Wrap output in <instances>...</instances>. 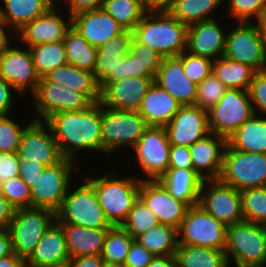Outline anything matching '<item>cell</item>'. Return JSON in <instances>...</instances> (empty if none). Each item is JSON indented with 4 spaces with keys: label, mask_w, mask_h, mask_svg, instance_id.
<instances>
[{
    "label": "cell",
    "mask_w": 266,
    "mask_h": 267,
    "mask_svg": "<svg viewBox=\"0 0 266 267\" xmlns=\"http://www.w3.org/2000/svg\"><path fill=\"white\" fill-rule=\"evenodd\" d=\"M215 76L228 89L248 90L256 71L248 65L222 56L213 61Z\"/></svg>",
    "instance_id": "cell-36"
},
{
    "label": "cell",
    "mask_w": 266,
    "mask_h": 267,
    "mask_svg": "<svg viewBox=\"0 0 266 267\" xmlns=\"http://www.w3.org/2000/svg\"><path fill=\"white\" fill-rule=\"evenodd\" d=\"M30 98L36 114L32 118L43 122L57 113L81 111L93 104L84 93L55 81H39Z\"/></svg>",
    "instance_id": "cell-9"
},
{
    "label": "cell",
    "mask_w": 266,
    "mask_h": 267,
    "mask_svg": "<svg viewBox=\"0 0 266 267\" xmlns=\"http://www.w3.org/2000/svg\"><path fill=\"white\" fill-rule=\"evenodd\" d=\"M226 146L225 137L210 133L189 147L193 169L203 180L219 179Z\"/></svg>",
    "instance_id": "cell-25"
},
{
    "label": "cell",
    "mask_w": 266,
    "mask_h": 267,
    "mask_svg": "<svg viewBox=\"0 0 266 267\" xmlns=\"http://www.w3.org/2000/svg\"><path fill=\"white\" fill-rule=\"evenodd\" d=\"M101 8L131 32L146 13L143 0H104Z\"/></svg>",
    "instance_id": "cell-39"
},
{
    "label": "cell",
    "mask_w": 266,
    "mask_h": 267,
    "mask_svg": "<svg viewBox=\"0 0 266 267\" xmlns=\"http://www.w3.org/2000/svg\"><path fill=\"white\" fill-rule=\"evenodd\" d=\"M139 198L160 224L179 228L189 206L174 198L159 180H141Z\"/></svg>",
    "instance_id": "cell-19"
},
{
    "label": "cell",
    "mask_w": 266,
    "mask_h": 267,
    "mask_svg": "<svg viewBox=\"0 0 266 267\" xmlns=\"http://www.w3.org/2000/svg\"><path fill=\"white\" fill-rule=\"evenodd\" d=\"M224 0H176L168 12L188 26L205 20L215 19L218 8L225 6ZM217 9V10H216Z\"/></svg>",
    "instance_id": "cell-33"
},
{
    "label": "cell",
    "mask_w": 266,
    "mask_h": 267,
    "mask_svg": "<svg viewBox=\"0 0 266 267\" xmlns=\"http://www.w3.org/2000/svg\"><path fill=\"white\" fill-rule=\"evenodd\" d=\"M16 40L15 32L7 25V23L0 19V54L5 51L13 42L11 39Z\"/></svg>",
    "instance_id": "cell-62"
},
{
    "label": "cell",
    "mask_w": 266,
    "mask_h": 267,
    "mask_svg": "<svg viewBox=\"0 0 266 267\" xmlns=\"http://www.w3.org/2000/svg\"><path fill=\"white\" fill-rule=\"evenodd\" d=\"M158 180L174 198L189 207L198 205L204 180L194 169H168Z\"/></svg>",
    "instance_id": "cell-29"
},
{
    "label": "cell",
    "mask_w": 266,
    "mask_h": 267,
    "mask_svg": "<svg viewBox=\"0 0 266 267\" xmlns=\"http://www.w3.org/2000/svg\"><path fill=\"white\" fill-rule=\"evenodd\" d=\"M227 228L199 205L190 206L177 229L178 245L208 247L224 251Z\"/></svg>",
    "instance_id": "cell-10"
},
{
    "label": "cell",
    "mask_w": 266,
    "mask_h": 267,
    "mask_svg": "<svg viewBox=\"0 0 266 267\" xmlns=\"http://www.w3.org/2000/svg\"><path fill=\"white\" fill-rule=\"evenodd\" d=\"M170 143L165 126H148L131 148L143 180H158L169 169Z\"/></svg>",
    "instance_id": "cell-13"
},
{
    "label": "cell",
    "mask_w": 266,
    "mask_h": 267,
    "mask_svg": "<svg viewBox=\"0 0 266 267\" xmlns=\"http://www.w3.org/2000/svg\"><path fill=\"white\" fill-rule=\"evenodd\" d=\"M69 259L63 228L55 221L25 262L26 267H64Z\"/></svg>",
    "instance_id": "cell-26"
},
{
    "label": "cell",
    "mask_w": 266,
    "mask_h": 267,
    "mask_svg": "<svg viewBox=\"0 0 266 267\" xmlns=\"http://www.w3.org/2000/svg\"><path fill=\"white\" fill-rule=\"evenodd\" d=\"M13 46L11 44L0 54V76L13 86L18 95L23 96L29 90L28 95L31 96L37 88L40 76L35 70L29 47Z\"/></svg>",
    "instance_id": "cell-17"
},
{
    "label": "cell",
    "mask_w": 266,
    "mask_h": 267,
    "mask_svg": "<svg viewBox=\"0 0 266 267\" xmlns=\"http://www.w3.org/2000/svg\"><path fill=\"white\" fill-rule=\"evenodd\" d=\"M169 169H193L190 149L187 146H170Z\"/></svg>",
    "instance_id": "cell-53"
},
{
    "label": "cell",
    "mask_w": 266,
    "mask_h": 267,
    "mask_svg": "<svg viewBox=\"0 0 266 267\" xmlns=\"http://www.w3.org/2000/svg\"><path fill=\"white\" fill-rule=\"evenodd\" d=\"M39 81H55L84 93L93 103L100 102V87L94 73L72 64L67 63L49 71Z\"/></svg>",
    "instance_id": "cell-30"
},
{
    "label": "cell",
    "mask_w": 266,
    "mask_h": 267,
    "mask_svg": "<svg viewBox=\"0 0 266 267\" xmlns=\"http://www.w3.org/2000/svg\"><path fill=\"white\" fill-rule=\"evenodd\" d=\"M10 116L0 115V152H17L23 131L34 120L22 126Z\"/></svg>",
    "instance_id": "cell-45"
},
{
    "label": "cell",
    "mask_w": 266,
    "mask_h": 267,
    "mask_svg": "<svg viewBox=\"0 0 266 267\" xmlns=\"http://www.w3.org/2000/svg\"><path fill=\"white\" fill-rule=\"evenodd\" d=\"M154 255L137 240H133L123 267H147Z\"/></svg>",
    "instance_id": "cell-51"
},
{
    "label": "cell",
    "mask_w": 266,
    "mask_h": 267,
    "mask_svg": "<svg viewBox=\"0 0 266 267\" xmlns=\"http://www.w3.org/2000/svg\"><path fill=\"white\" fill-rule=\"evenodd\" d=\"M128 77L154 78L155 76L144 66L142 61L128 52Z\"/></svg>",
    "instance_id": "cell-59"
},
{
    "label": "cell",
    "mask_w": 266,
    "mask_h": 267,
    "mask_svg": "<svg viewBox=\"0 0 266 267\" xmlns=\"http://www.w3.org/2000/svg\"><path fill=\"white\" fill-rule=\"evenodd\" d=\"M198 205L227 227L244 221L240 191L219 179L203 181Z\"/></svg>",
    "instance_id": "cell-14"
},
{
    "label": "cell",
    "mask_w": 266,
    "mask_h": 267,
    "mask_svg": "<svg viewBox=\"0 0 266 267\" xmlns=\"http://www.w3.org/2000/svg\"><path fill=\"white\" fill-rule=\"evenodd\" d=\"M18 157L45 167L55 165L64 157L50 126L33 120L23 131L17 150Z\"/></svg>",
    "instance_id": "cell-16"
},
{
    "label": "cell",
    "mask_w": 266,
    "mask_h": 267,
    "mask_svg": "<svg viewBox=\"0 0 266 267\" xmlns=\"http://www.w3.org/2000/svg\"><path fill=\"white\" fill-rule=\"evenodd\" d=\"M71 27L87 42L100 48L111 38L122 34L125 29L102 8L85 10L71 16Z\"/></svg>",
    "instance_id": "cell-22"
},
{
    "label": "cell",
    "mask_w": 266,
    "mask_h": 267,
    "mask_svg": "<svg viewBox=\"0 0 266 267\" xmlns=\"http://www.w3.org/2000/svg\"><path fill=\"white\" fill-rule=\"evenodd\" d=\"M79 179L81 182H75L78 186L74 182L70 185L60 208L55 212L56 222L91 229L111 228L113 225L98 202L94 186L86 178Z\"/></svg>",
    "instance_id": "cell-4"
},
{
    "label": "cell",
    "mask_w": 266,
    "mask_h": 267,
    "mask_svg": "<svg viewBox=\"0 0 266 267\" xmlns=\"http://www.w3.org/2000/svg\"><path fill=\"white\" fill-rule=\"evenodd\" d=\"M256 115H266V70L256 72L248 88ZM259 110V111H258ZM265 114V115H264Z\"/></svg>",
    "instance_id": "cell-48"
},
{
    "label": "cell",
    "mask_w": 266,
    "mask_h": 267,
    "mask_svg": "<svg viewBox=\"0 0 266 267\" xmlns=\"http://www.w3.org/2000/svg\"><path fill=\"white\" fill-rule=\"evenodd\" d=\"M63 43L69 64L94 73L98 54L97 47L91 46L72 27L66 32Z\"/></svg>",
    "instance_id": "cell-35"
},
{
    "label": "cell",
    "mask_w": 266,
    "mask_h": 267,
    "mask_svg": "<svg viewBox=\"0 0 266 267\" xmlns=\"http://www.w3.org/2000/svg\"><path fill=\"white\" fill-rule=\"evenodd\" d=\"M55 221V212L46 208L15 209L12 221L7 228L13 252L26 261L34 252L42 234Z\"/></svg>",
    "instance_id": "cell-6"
},
{
    "label": "cell",
    "mask_w": 266,
    "mask_h": 267,
    "mask_svg": "<svg viewBox=\"0 0 266 267\" xmlns=\"http://www.w3.org/2000/svg\"><path fill=\"white\" fill-rule=\"evenodd\" d=\"M78 161L63 158L55 165L44 169L42 176L31 188L32 207L46 208L56 212L72 184L73 172H76Z\"/></svg>",
    "instance_id": "cell-11"
},
{
    "label": "cell",
    "mask_w": 266,
    "mask_h": 267,
    "mask_svg": "<svg viewBox=\"0 0 266 267\" xmlns=\"http://www.w3.org/2000/svg\"><path fill=\"white\" fill-rule=\"evenodd\" d=\"M218 19L205 20L189 26L188 52L213 61L224 56L227 29L220 25L221 22H218Z\"/></svg>",
    "instance_id": "cell-23"
},
{
    "label": "cell",
    "mask_w": 266,
    "mask_h": 267,
    "mask_svg": "<svg viewBox=\"0 0 266 267\" xmlns=\"http://www.w3.org/2000/svg\"><path fill=\"white\" fill-rule=\"evenodd\" d=\"M133 55L138 57L144 66L155 76L158 72L163 57L155 50L148 46L142 45L132 38L130 42V50Z\"/></svg>",
    "instance_id": "cell-49"
},
{
    "label": "cell",
    "mask_w": 266,
    "mask_h": 267,
    "mask_svg": "<svg viewBox=\"0 0 266 267\" xmlns=\"http://www.w3.org/2000/svg\"><path fill=\"white\" fill-rule=\"evenodd\" d=\"M20 173L19 157L17 152H0V186Z\"/></svg>",
    "instance_id": "cell-52"
},
{
    "label": "cell",
    "mask_w": 266,
    "mask_h": 267,
    "mask_svg": "<svg viewBox=\"0 0 266 267\" xmlns=\"http://www.w3.org/2000/svg\"><path fill=\"white\" fill-rule=\"evenodd\" d=\"M103 153L114 155L116 150L131 148L139 141L148 127L136 111L117 110L101 104Z\"/></svg>",
    "instance_id": "cell-7"
},
{
    "label": "cell",
    "mask_w": 266,
    "mask_h": 267,
    "mask_svg": "<svg viewBox=\"0 0 266 267\" xmlns=\"http://www.w3.org/2000/svg\"><path fill=\"white\" fill-rule=\"evenodd\" d=\"M254 114L247 90L228 89L219 102L208 110L210 133L228 139Z\"/></svg>",
    "instance_id": "cell-12"
},
{
    "label": "cell",
    "mask_w": 266,
    "mask_h": 267,
    "mask_svg": "<svg viewBox=\"0 0 266 267\" xmlns=\"http://www.w3.org/2000/svg\"><path fill=\"white\" fill-rule=\"evenodd\" d=\"M109 171L101 176L92 170V174H87L85 178L94 186L98 202L109 222L113 226L121 225L139 198L143 178L135 174L121 177L117 171Z\"/></svg>",
    "instance_id": "cell-3"
},
{
    "label": "cell",
    "mask_w": 266,
    "mask_h": 267,
    "mask_svg": "<svg viewBox=\"0 0 266 267\" xmlns=\"http://www.w3.org/2000/svg\"><path fill=\"white\" fill-rule=\"evenodd\" d=\"M59 4L55 3L43 15L37 17L30 23L25 24L17 31L16 38L21 45L32 47L41 43H54L64 40L66 32L71 28V15H62L58 12ZM61 14V15H60Z\"/></svg>",
    "instance_id": "cell-18"
},
{
    "label": "cell",
    "mask_w": 266,
    "mask_h": 267,
    "mask_svg": "<svg viewBox=\"0 0 266 267\" xmlns=\"http://www.w3.org/2000/svg\"><path fill=\"white\" fill-rule=\"evenodd\" d=\"M219 180L241 191L266 186V154L241 152L226 146Z\"/></svg>",
    "instance_id": "cell-8"
},
{
    "label": "cell",
    "mask_w": 266,
    "mask_h": 267,
    "mask_svg": "<svg viewBox=\"0 0 266 267\" xmlns=\"http://www.w3.org/2000/svg\"><path fill=\"white\" fill-rule=\"evenodd\" d=\"M46 123L50 126L64 158L77 161V155L83 151L90 154H94V151L103 153L100 102L81 111L57 113Z\"/></svg>",
    "instance_id": "cell-1"
},
{
    "label": "cell",
    "mask_w": 266,
    "mask_h": 267,
    "mask_svg": "<svg viewBox=\"0 0 266 267\" xmlns=\"http://www.w3.org/2000/svg\"><path fill=\"white\" fill-rule=\"evenodd\" d=\"M35 70L40 77L49 71L67 64V56L63 41L41 43L29 47Z\"/></svg>",
    "instance_id": "cell-38"
},
{
    "label": "cell",
    "mask_w": 266,
    "mask_h": 267,
    "mask_svg": "<svg viewBox=\"0 0 266 267\" xmlns=\"http://www.w3.org/2000/svg\"><path fill=\"white\" fill-rule=\"evenodd\" d=\"M133 38L131 31H124L122 34L111 38L107 43L98 48V52H129L130 42Z\"/></svg>",
    "instance_id": "cell-55"
},
{
    "label": "cell",
    "mask_w": 266,
    "mask_h": 267,
    "mask_svg": "<svg viewBox=\"0 0 266 267\" xmlns=\"http://www.w3.org/2000/svg\"><path fill=\"white\" fill-rule=\"evenodd\" d=\"M20 173L19 176L30 187L33 188L39 176H42L45 166L27 161L19 157Z\"/></svg>",
    "instance_id": "cell-54"
},
{
    "label": "cell",
    "mask_w": 266,
    "mask_h": 267,
    "mask_svg": "<svg viewBox=\"0 0 266 267\" xmlns=\"http://www.w3.org/2000/svg\"><path fill=\"white\" fill-rule=\"evenodd\" d=\"M13 253L11 237L7 229H0V258L9 256Z\"/></svg>",
    "instance_id": "cell-64"
},
{
    "label": "cell",
    "mask_w": 266,
    "mask_h": 267,
    "mask_svg": "<svg viewBox=\"0 0 266 267\" xmlns=\"http://www.w3.org/2000/svg\"><path fill=\"white\" fill-rule=\"evenodd\" d=\"M254 24L257 26L260 39L266 54V15L260 17L258 20L254 22Z\"/></svg>",
    "instance_id": "cell-67"
},
{
    "label": "cell",
    "mask_w": 266,
    "mask_h": 267,
    "mask_svg": "<svg viewBox=\"0 0 266 267\" xmlns=\"http://www.w3.org/2000/svg\"><path fill=\"white\" fill-rule=\"evenodd\" d=\"M128 52H98L94 71L95 79L100 83L110 72H114L116 60L127 55Z\"/></svg>",
    "instance_id": "cell-50"
},
{
    "label": "cell",
    "mask_w": 266,
    "mask_h": 267,
    "mask_svg": "<svg viewBox=\"0 0 266 267\" xmlns=\"http://www.w3.org/2000/svg\"><path fill=\"white\" fill-rule=\"evenodd\" d=\"M176 0H143L146 11H168Z\"/></svg>",
    "instance_id": "cell-63"
},
{
    "label": "cell",
    "mask_w": 266,
    "mask_h": 267,
    "mask_svg": "<svg viewBox=\"0 0 266 267\" xmlns=\"http://www.w3.org/2000/svg\"><path fill=\"white\" fill-rule=\"evenodd\" d=\"M181 106L173 96L153 82L137 112L148 126H166Z\"/></svg>",
    "instance_id": "cell-27"
},
{
    "label": "cell",
    "mask_w": 266,
    "mask_h": 267,
    "mask_svg": "<svg viewBox=\"0 0 266 267\" xmlns=\"http://www.w3.org/2000/svg\"><path fill=\"white\" fill-rule=\"evenodd\" d=\"M128 78V54L116 60L114 72H110L100 83V89L109 81Z\"/></svg>",
    "instance_id": "cell-58"
},
{
    "label": "cell",
    "mask_w": 266,
    "mask_h": 267,
    "mask_svg": "<svg viewBox=\"0 0 266 267\" xmlns=\"http://www.w3.org/2000/svg\"><path fill=\"white\" fill-rule=\"evenodd\" d=\"M230 267H266V225L242 221L228 226L224 250Z\"/></svg>",
    "instance_id": "cell-5"
},
{
    "label": "cell",
    "mask_w": 266,
    "mask_h": 267,
    "mask_svg": "<svg viewBox=\"0 0 266 267\" xmlns=\"http://www.w3.org/2000/svg\"><path fill=\"white\" fill-rule=\"evenodd\" d=\"M165 128L170 145L190 147L210 134L208 111L196 105L181 106Z\"/></svg>",
    "instance_id": "cell-20"
},
{
    "label": "cell",
    "mask_w": 266,
    "mask_h": 267,
    "mask_svg": "<svg viewBox=\"0 0 266 267\" xmlns=\"http://www.w3.org/2000/svg\"><path fill=\"white\" fill-rule=\"evenodd\" d=\"M227 144L241 152L266 154V116L254 114L227 139Z\"/></svg>",
    "instance_id": "cell-32"
},
{
    "label": "cell",
    "mask_w": 266,
    "mask_h": 267,
    "mask_svg": "<svg viewBox=\"0 0 266 267\" xmlns=\"http://www.w3.org/2000/svg\"><path fill=\"white\" fill-rule=\"evenodd\" d=\"M228 88L212 72L197 86L195 105L210 110L226 93Z\"/></svg>",
    "instance_id": "cell-44"
},
{
    "label": "cell",
    "mask_w": 266,
    "mask_h": 267,
    "mask_svg": "<svg viewBox=\"0 0 266 267\" xmlns=\"http://www.w3.org/2000/svg\"><path fill=\"white\" fill-rule=\"evenodd\" d=\"M154 78L128 77L109 81L100 89V103L117 110L138 111Z\"/></svg>",
    "instance_id": "cell-21"
},
{
    "label": "cell",
    "mask_w": 266,
    "mask_h": 267,
    "mask_svg": "<svg viewBox=\"0 0 266 267\" xmlns=\"http://www.w3.org/2000/svg\"><path fill=\"white\" fill-rule=\"evenodd\" d=\"M159 224L157 217L150 211L147 205L140 199L134 203L127 218L120 225L134 239Z\"/></svg>",
    "instance_id": "cell-42"
},
{
    "label": "cell",
    "mask_w": 266,
    "mask_h": 267,
    "mask_svg": "<svg viewBox=\"0 0 266 267\" xmlns=\"http://www.w3.org/2000/svg\"><path fill=\"white\" fill-rule=\"evenodd\" d=\"M14 208L8 203L0 188V229H7L12 221Z\"/></svg>",
    "instance_id": "cell-61"
},
{
    "label": "cell",
    "mask_w": 266,
    "mask_h": 267,
    "mask_svg": "<svg viewBox=\"0 0 266 267\" xmlns=\"http://www.w3.org/2000/svg\"><path fill=\"white\" fill-rule=\"evenodd\" d=\"M174 257L178 267H229L224 251L208 247L178 245Z\"/></svg>",
    "instance_id": "cell-34"
},
{
    "label": "cell",
    "mask_w": 266,
    "mask_h": 267,
    "mask_svg": "<svg viewBox=\"0 0 266 267\" xmlns=\"http://www.w3.org/2000/svg\"><path fill=\"white\" fill-rule=\"evenodd\" d=\"M1 17L16 33L25 24L43 15L55 0H0ZM3 6V7H2Z\"/></svg>",
    "instance_id": "cell-31"
},
{
    "label": "cell",
    "mask_w": 266,
    "mask_h": 267,
    "mask_svg": "<svg viewBox=\"0 0 266 267\" xmlns=\"http://www.w3.org/2000/svg\"><path fill=\"white\" fill-rule=\"evenodd\" d=\"M70 258L101 255L106 234L110 228L91 229L84 226L60 224Z\"/></svg>",
    "instance_id": "cell-28"
},
{
    "label": "cell",
    "mask_w": 266,
    "mask_h": 267,
    "mask_svg": "<svg viewBox=\"0 0 266 267\" xmlns=\"http://www.w3.org/2000/svg\"><path fill=\"white\" fill-rule=\"evenodd\" d=\"M133 240L120 225L112 226L106 234L101 252L105 264L123 266Z\"/></svg>",
    "instance_id": "cell-40"
},
{
    "label": "cell",
    "mask_w": 266,
    "mask_h": 267,
    "mask_svg": "<svg viewBox=\"0 0 266 267\" xmlns=\"http://www.w3.org/2000/svg\"><path fill=\"white\" fill-rule=\"evenodd\" d=\"M244 221L266 225V186L240 191Z\"/></svg>",
    "instance_id": "cell-41"
},
{
    "label": "cell",
    "mask_w": 266,
    "mask_h": 267,
    "mask_svg": "<svg viewBox=\"0 0 266 267\" xmlns=\"http://www.w3.org/2000/svg\"><path fill=\"white\" fill-rule=\"evenodd\" d=\"M224 2L229 4H227L228 9H225L228 10L226 13L236 22L251 23L266 15V0H224Z\"/></svg>",
    "instance_id": "cell-43"
},
{
    "label": "cell",
    "mask_w": 266,
    "mask_h": 267,
    "mask_svg": "<svg viewBox=\"0 0 266 267\" xmlns=\"http://www.w3.org/2000/svg\"><path fill=\"white\" fill-rule=\"evenodd\" d=\"M104 267H123V266H120V265H108V264H105Z\"/></svg>",
    "instance_id": "cell-68"
},
{
    "label": "cell",
    "mask_w": 266,
    "mask_h": 267,
    "mask_svg": "<svg viewBox=\"0 0 266 267\" xmlns=\"http://www.w3.org/2000/svg\"><path fill=\"white\" fill-rule=\"evenodd\" d=\"M62 1L66 4H64V6L68 8L66 9V13L72 16L81 11L99 9L102 7L104 0H60L59 2H61L63 8ZM55 2H57V0H55Z\"/></svg>",
    "instance_id": "cell-57"
},
{
    "label": "cell",
    "mask_w": 266,
    "mask_h": 267,
    "mask_svg": "<svg viewBox=\"0 0 266 267\" xmlns=\"http://www.w3.org/2000/svg\"><path fill=\"white\" fill-rule=\"evenodd\" d=\"M15 89L10 83H7L1 76H0V115H8L12 114L13 107H14V95L13 92Z\"/></svg>",
    "instance_id": "cell-56"
},
{
    "label": "cell",
    "mask_w": 266,
    "mask_h": 267,
    "mask_svg": "<svg viewBox=\"0 0 266 267\" xmlns=\"http://www.w3.org/2000/svg\"><path fill=\"white\" fill-rule=\"evenodd\" d=\"M154 256L174 255L178 247L177 228L158 224L135 238Z\"/></svg>",
    "instance_id": "cell-37"
},
{
    "label": "cell",
    "mask_w": 266,
    "mask_h": 267,
    "mask_svg": "<svg viewBox=\"0 0 266 267\" xmlns=\"http://www.w3.org/2000/svg\"><path fill=\"white\" fill-rule=\"evenodd\" d=\"M0 267H26V262L13 252L9 256L0 258Z\"/></svg>",
    "instance_id": "cell-66"
},
{
    "label": "cell",
    "mask_w": 266,
    "mask_h": 267,
    "mask_svg": "<svg viewBox=\"0 0 266 267\" xmlns=\"http://www.w3.org/2000/svg\"><path fill=\"white\" fill-rule=\"evenodd\" d=\"M104 265L101 255H86L70 258L64 267H104Z\"/></svg>",
    "instance_id": "cell-60"
},
{
    "label": "cell",
    "mask_w": 266,
    "mask_h": 267,
    "mask_svg": "<svg viewBox=\"0 0 266 267\" xmlns=\"http://www.w3.org/2000/svg\"><path fill=\"white\" fill-rule=\"evenodd\" d=\"M0 188L14 209L32 207L31 188L20 176L6 180Z\"/></svg>",
    "instance_id": "cell-46"
},
{
    "label": "cell",
    "mask_w": 266,
    "mask_h": 267,
    "mask_svg": "<svg viewBox=\"0 0 266 267\" xmlns=\"http://www.w3.org/2000/svg\"><path fill=\"white\" fill-rule=\"evenodd\" d=\"M176 260L174 255L154 256L147 267H175Z\"/></svg>",
    "instance_id": "cell-65"
},
{
    "label": "cell",
    "mask_w": 266,
    "mask_h": 267,
    "mask_svg": "<svg viewBox=\"0 0 266 267\" xmlns=\"http://www.w3.org/2000/svg\"><path fill=\"white\" fill-rule=\"evenodd\" d=\"M188 28L168 11H146L132 34L137 42L166 58L187 50Z\"/></svg>",
    "instance_id": "cell-2"
},
{
    "label": "cell",
    "mask_w": 266,
    "mask_h": 267,
    "mask_svg": "<svg viewBox=\"0 0 266 267\" xmlns=\"http://www.w3.org/2000/svg\"><path fill=\"white\" fill-rule=\"evenodd\" d=\"M154 82L182 106L195 105L198 85L185 75L182 61L178 56L162 59Z\"/></svg>",
    "instance_id": "cell-24"
},
{
    "label": "cell",
    "mask_w": 266,
    "mask_h": 267,
    "mask_svg": "<svg viewBox=\"0 0 266 267\" xmlns=\"http://www.w3.org/2000/svg\"><path fill=\"white\" fill-rule=\"evenodd\" d=\"M184 68L185 75L197 85L213 71V60L194 55L187 50L178 56Z\"/></svg>",
    "instance_id": "cell-47"
},
{
    "label": "cell",
    "mask_w": 266,
    "mask_h": 267,
    "mask_svg": "<svg viewBox=\"0 0 266 267\" xmlns=\"http://www.w3.org/2000/svg\"><path fill=\"white\" fill-rule=\"evenodd\" d=\"M224 56L256 72L266 70V54L254 22H237L235 28L227 31Z\"/></svg>",
    "instance_id": "cell-15"
}]
</instances>
